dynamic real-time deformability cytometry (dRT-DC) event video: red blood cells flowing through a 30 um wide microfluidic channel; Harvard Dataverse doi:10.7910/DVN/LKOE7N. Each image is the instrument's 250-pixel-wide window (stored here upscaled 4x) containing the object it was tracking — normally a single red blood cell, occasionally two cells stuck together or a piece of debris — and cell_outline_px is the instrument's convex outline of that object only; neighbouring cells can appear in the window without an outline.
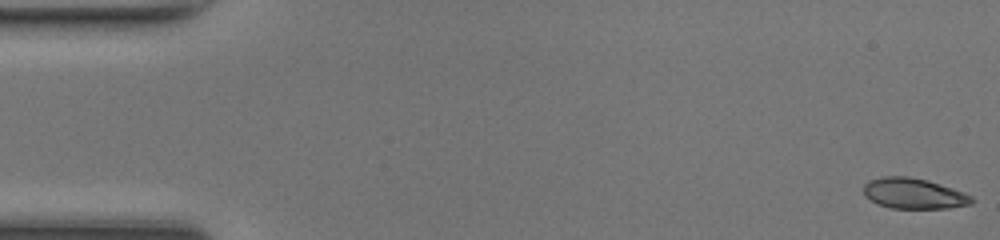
{"species": "common noctule bat (a hibernating species)", "species_latin": "Nyctalus noctula", "temperature_condition": "room temperature", "stored_images_in_passage": 48, "camera_frame_rate_fps": 3000, "um_per_image_px": 0.085, "animal": {"sex": "female", "body_mass_g": 17.0, "forearm_length_mm": 48.0}, "frame": {"image": 1, "passage_image": 1, "time_ms": 0.0, "image_size_px": [1000, 240], "cell_outline_px": [[976, 200], [972, 204], [948, 208], [892, 208], [876, 204], [864, 196], [864, 184], [868, 180], [884, 176], [908, 176], [928, 180], [952, 188], [972, 196]], "centroid_in_image_um": [77.66, 16.44], "position_along_channel_um": 7.3, "area_um2": 19.42}}
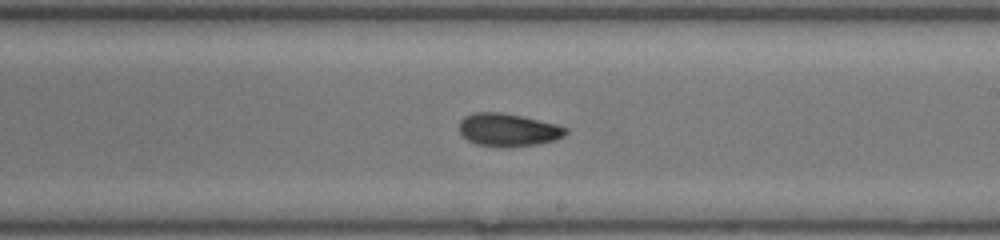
{"frame": {"image": 2, "passage_image": 28, "time_ms": 9.0, "image_size_px": [1000, 240], "cell_outline_px": [[568, 132], [564, 136], [556, 140], [536, 144], [476, 144], [468, 140], [460, 132], [460, 120], [464, 116], [472, 112], [500, 112], [520, 116], [556, 124], [568, 128]], "centroid_in_image_um": [43.2, 10.99], "position_along_channel_um": 245.8, "area_um2": 19.59}}
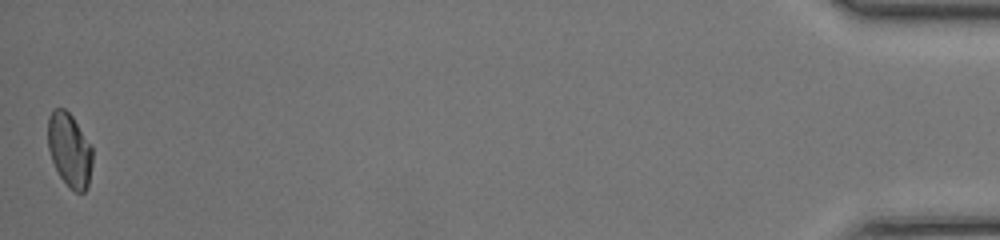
{"frame": {"image": 3, "passage_image": 48, "time_ms": 15.667, "image_size_px": [1000, 240], "cell_outline_px": [[92, 164], [88, 184], [84, 192], [76, 192], [60, 176], [52, 160], [48, 148], [48, 116], [52, 108], [64, 108], [72, 116], [92, 148]], "centroid_in_image_um": [5.89, 12.71], "position_along_channel_um": 429.3, "area_um2": 18.84}, "authors_computed_cell_mechanics": {"area_um2": 19.8254, "velocity_mm_per_s": 4.3152, "shape_relaxation_time_tau1_ms": null, "shape_relaxation_time_tau2_ms": 2.5709, "deformation_change_tau1": null, "deformation_change_tau2": 0.0802}}